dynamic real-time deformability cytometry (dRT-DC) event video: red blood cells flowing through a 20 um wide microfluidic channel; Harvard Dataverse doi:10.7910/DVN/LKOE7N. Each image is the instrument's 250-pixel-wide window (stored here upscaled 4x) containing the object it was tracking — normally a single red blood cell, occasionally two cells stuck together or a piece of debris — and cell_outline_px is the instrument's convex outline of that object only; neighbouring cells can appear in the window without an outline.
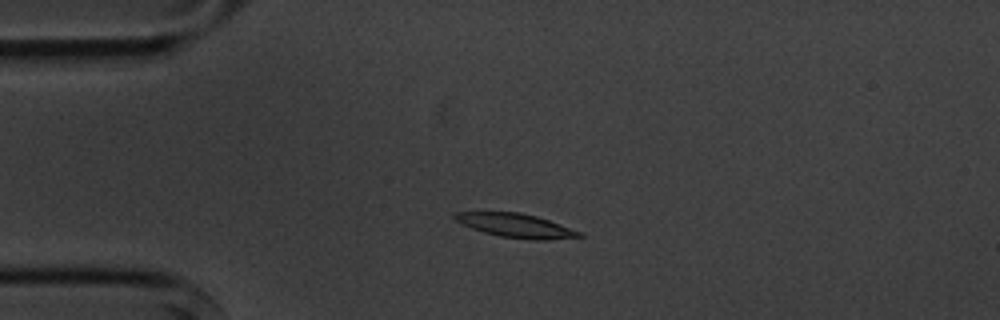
{"species": "common noctule bat (a hibernating species)", "species_latin": "Nyctalus noctula", "temperature_condition": "cold", "stored_images_in_passage": 4, "camera_frame_rate_fps": 3000, "um_per_image_px": 0.085, "animal": {"sex": "male", "body_mass_g": 20.1, "forearm_length_mm": 53.5}, "frame": {"image": 1, "passage_image": 3, "time_ms": 2.333, "image_size_px": [1000, 320], "cell_outline_px": [[584, 236], [548, 240], [536, 240], [500, 236], [484, 232], [472, 228], [456, 220], [452, 216], [452, 212], [520, 212], [536, 216], [584, 232]], "centroid_in_image_um": [43.89, 19.17], "position_along_channel_um": 41.1, "area_um2": 17.22}}